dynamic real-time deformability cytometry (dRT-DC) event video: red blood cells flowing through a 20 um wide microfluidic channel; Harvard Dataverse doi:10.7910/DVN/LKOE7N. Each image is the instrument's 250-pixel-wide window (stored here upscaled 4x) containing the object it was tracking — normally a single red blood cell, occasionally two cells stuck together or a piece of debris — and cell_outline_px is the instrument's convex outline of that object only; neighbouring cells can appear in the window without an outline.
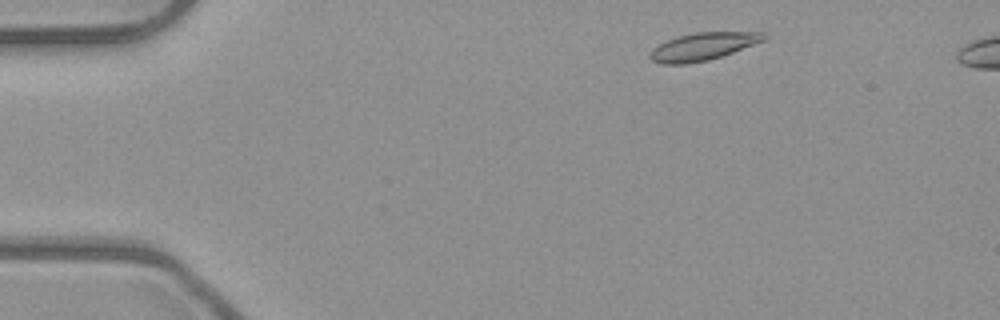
{"species": "common noctule bat (a hibernating species)", "species_latin": "Nyctalus noctula", "temperature_condition": "room temperature", "stored_images_in_passage": 4, "camera_frame_rate_fps": 3000, "um_per_image_px": 0.085, "animal": {"sex": "male", "body_mass_g": 23.1, "forearm_length_mm": 52.7}, "frame": {"image": 1, "passage_image": 1, "time_ms": 0.0, "image_size_px": [1000, 320], "cell_outline_px": [[768, 40], [708, 60], [684, 64], [660, 64], [652, 60], [648, 56], [648, 52], [652, 48], [668, 40], [680, 36], [696, 32], [764, 32], [768, 36]], "centroid_in_image_um": [59.77, 3.95], "position_along_channel_um": 25.2, "area_um2": 18.32}}